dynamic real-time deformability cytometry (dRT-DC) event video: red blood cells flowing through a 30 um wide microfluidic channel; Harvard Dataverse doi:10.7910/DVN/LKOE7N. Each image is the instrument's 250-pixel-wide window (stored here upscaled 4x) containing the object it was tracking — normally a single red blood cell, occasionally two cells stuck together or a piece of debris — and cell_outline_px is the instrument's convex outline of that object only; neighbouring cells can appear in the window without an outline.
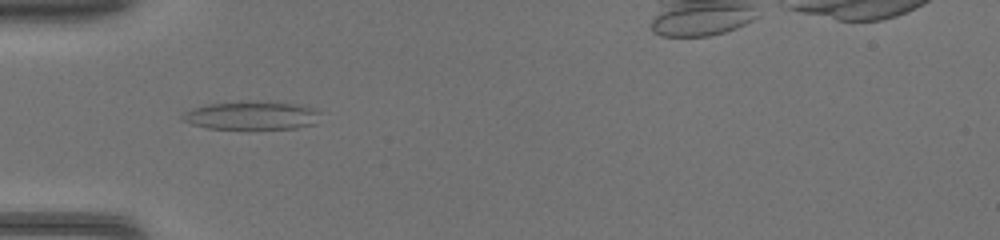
{"species": "common noctule bat (a hibernating species)", "species_latin": "Nyctalus noctula", "temperature_condition": "warm", "stored_images_in_passage": 35, "segment_of_instrument_passage": [1, 2], "camera_frame_rate_fps": 3000, "um_per_image_px": 0.085, "animal": {"sex": "female", "body_mass_g": 17.0, "forearm_length_mm": 48.0}, "frame": {"image": 1, "passage_image": 6, "time_ms": 1.667, "image_size_px": [1000, 240], "cell_outline_px": [[320, 112], [312, 124], [296, 128], [208, 128], [192, 124], [180, 120], [180, 116], [184, 112], [192, 108], [204, 104], [296, 104], [316, 108]], "centroid_in_image_um": [21.31, 9.85], "position_along_channel_um": 63.7, "area_um2": 21.44}}
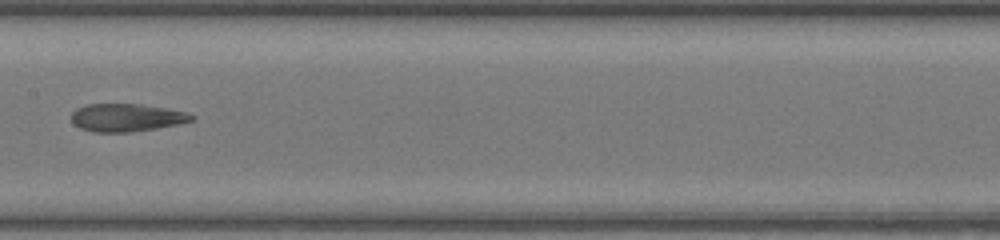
{"frame": {"image": 2, "passage_image": 15, "time_ms": 4.667, "image_size_px": [1000, 240], "cell_outline_px": [[196, 120], [156, 128], [128, 132], [92, 132], [80, 128], [72, 124], [72, 112], [76, 108], [88, 104], [140, 104], [164, 108], [184, 112], [196, 116]], "centroid_in_image_um": [10.72, 10.0], "position_along_channel_um": 196.7, "area_um2": 19.42}}
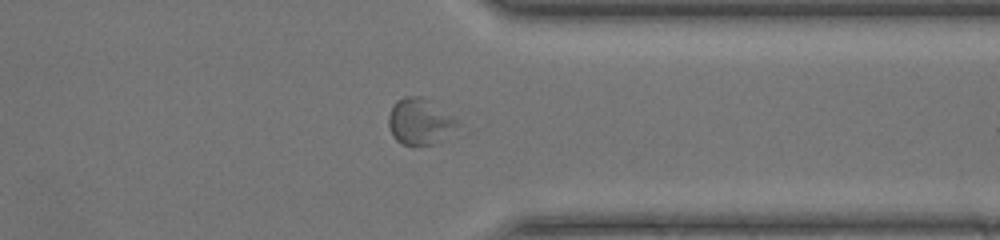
{"frame": {"image": 3, "passage_image": 27, "time_ms": 8.667, "image_size_px": [1000, 240], "cell_outline_px": [[460, 124], [444, 140], [432, 144], [404, 144], [396, 140], [392, 136], [388, 124], [388, 116], [396, 100], [404, 96], [420, 96], [436, 100]], "centroid_in_image_um": [35.71, 10.29], "position_along_channel_um": 375.7, "area_um2": 18.9}}